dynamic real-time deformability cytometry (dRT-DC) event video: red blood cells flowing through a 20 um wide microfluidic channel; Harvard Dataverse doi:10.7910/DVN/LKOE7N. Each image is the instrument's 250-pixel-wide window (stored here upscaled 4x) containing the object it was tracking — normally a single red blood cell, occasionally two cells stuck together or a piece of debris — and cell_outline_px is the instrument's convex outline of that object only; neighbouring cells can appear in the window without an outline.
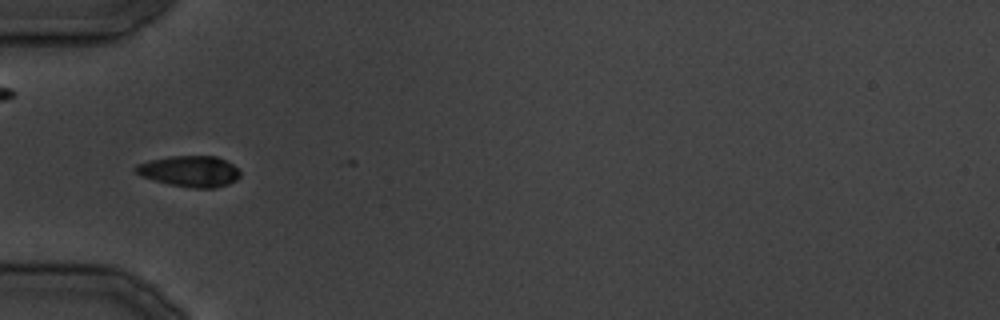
{"species": "common noctule bat (a hibernating species)", "species_latin": "Nyctalus noctula", "temperature_condition": "cold", "stored_images_in_passage": 8, "camera_frame_rate_fps": 3000, "um_per_image_px": 0.085, "animal": {"sex": "male", "body_mass_g": 19.5, "forearm_length_mm": 54.6}, "frame": {"image": 1, "passage_image": 5, "time_ms": 4.667, "image_size_px": [1000, 320], "cell_outline_px": [[240, 176], [236, 180], [228, 184], [212, 188], [196, 188], [168, 184], [140, 176], [132, 168], [136, 164], [148, 160], [168, 156], [216, 156], [232, 164], [240, 172]], "centroid_in_image_um": [16.08, 14.55], "position_along_channel_um": 68.9, "area_um2": 18.9}}